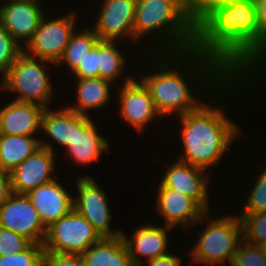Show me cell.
<instances>
[{
	"label": "cell",
	"mask_w": 266,
	"mask_h": 266,
	"mask_svg": "<svg viewBox=\"0 0 266 266\" xmlns=\"http://www.w3.org/2000/svg\"><path fill=\"white\" fill-rule=\"evenodd\" d=\"M193 50L215 59L231 76L260 65L255 0H228L195 27Z\"/></svg>",
	"instance_id": "obj_1"
},
{
	"label": "cell",
	"mask_w": 266,
	"mask_h": 266,
	"mask_svg": "<svg viewBox=\"0 0 266 266\" xmlns=\"http://www.w3.org/2000/svg\"><path fill=\"white\" fill-rule=\"evenodd\" d=\"M159 54L160 53H158L159 59L157 58V60H159L157 61L158 63L154 62V64H157L158 69L156 70L158 71L151 72L150 70V74L140 77V81L149 91L157 111L163 117L172 114L174 116L178 115L179 117L188 112L197 110L204 103V98H202V102V99L200 100L199 98L198 100V97L196 98L194 96L196 94H193V88H190L188 85V82L191 80L188 79L187 81L188 77H185L187 74L190 75L193 70L195 73L198 72L195 74L196 77L203 74L201 77H204L206 80L204 79L202 83L206 81V83L209 84L206 88L203 87L204 91L214 92L213 89L216 90L218 88H220L219 91H221V88L224 86L223 90L227 87L226 91L229 92L228 88L230 89V87H234L238 84L236 78L231 76L215 59L199 54L194 50L179 53H165V56H170V61L164 54ZM160 57L163 59L161 60ZM172 63L175 64L171 65ZM187 66L190 68L188 69ZM172 67L174 68L172 69ZM185 68L190 74L186 72V75H184V71H186ZM180 69H183V72ZM208 86L212 89L211 91L207 89Z\"/></svg>",
	"instance_id": "obj_2"
},
{
	"label": "cell",
	"mask_w": 266,
	"mask_h": 266,
	"mask_svg": "<svg viewBox=\"0 0 266 266\" xmlns=\"http://www.w3.org/2000/svg\"><path fill=\"white\" fill-rule=\"evenodd\" d=\"M207 104L179 116L184 154L177 159L206 171L219 163L240 132L224 110Z\"/></svg>",
	"instance_id": "obj_3"
},
{
	"label": "cell",
	"mask_w": 266,
	"mask_h": 266,
	"mask_svg": "<svg viewBox=\"0 0 266 266\" xmlns=\"http://www.w3.org/2000/svg\"><path fill=\"white\" fill-rule=\"evenodd\" d=\"M153 33L156 37L153 36ZM150 34L161 41L162 53L193 50L195 27L188 21L178 0H137L134 14V36L137 41ZM163 38V40H162ZM167 43V44H166ZM169 45V46H168ZM165 50V51H164Z\"/></svg>",
	"instance_id": "obj_4"
},
{
	"label": "cell",
	"mask_w": 266,
	"mask_h": 266,
	"mask_svg": "<svg viewBox=\"0 0 266 266\" xmlns=\"http://www.w3.org/2000/svg\"><path fill=\"white\" fill-rule=\"evenodd\" d=\"M50 61L32 57L22 51L16 58L9 71L1 78V90L15 92L17 102L35 103L48 108L52 99L53 86L50 75L46 73V65Z\"/></svg>",
	"instance_id": "obj_5"
},
{
	"label": "cell",
	"mask_w": 266,
	"mask_h": 266,
	"mask_svg": "<svg viewBox=\"0 0 266 266\" xmlns=\"http://www.w3.org/2000/svg\"><path fill=\"white\" fill-rule=\"evenodd\" d=\"M208 224L201 231L199 237L189 252L193 262L199 264H225L226 260L231 263L239 243L242 241V227L240 219L236 215L219 216L209 219Z\"/></svg>",
	"instance_id": "obj_6"
},
{
	"label": "cell",
	"mask_w": 266,
	"mask_h": 266,
	"mask_svg": "<svg viewBox=\"0 0 266 266\" xmlns=\"http://www.w3.org/2000/svg\"><path fill=\"white\" fill-rule=\"evenodd\" d=\"M100 239L91 223L73 208L47 228L44 253L81 255Z\"/></svg>",
	"instance_id": "obj_7"
},
{
	"label": "cell",
	"mask_w": 266,
	"mask_h": 266,
	"mask_svg": "<svg viewBox=\"0 0 266 266\" xmlns=\"http://www.w3.org/2000/svg\"><path fill=\"white\" fill-rule=\"evenodd\" d=\"M47 17H42L38 29L23 51L32 57L56 64L76 31L75 25L78 20L74 11L54 20Z\"/></svg>",
	"instance_id": "obj_8"
},
{
	"label": "cell",
	"mask_w": 266,
	"mask_h": 266,
	"mask_svg": "<svg viewBox=\"0 0 266 266\" xmlns=\"http://www.w3.org/2000/svg\"><path fill=\"white\" fill-rule=\"evenodd\" d=\"M76 187L78 194L77 197H73L74 209L91 223L99 236L101 238L122 236V230L110 228L112 216L107 194L95 179L90 175H82L76 181Z\"/></svg>",
	"instance_id": "obj_9"
},
{
	"label": "cell",
	"mask_w": 266,
	"mask_h": 266,
	"mask_svg": "<svg viewBox=\"0 0 266 266\" xmlns=\"http://www.w3.org/2000/svg\"><path fill=\"white\" fill-rule=\"evenodd\" d=\"M0 227L14 231L31 243L44 244L47 227L26 194L12 193L0 205Z\"/></svg>",
	"instance_id": "obj_10"
},
{
	"label": "cell",
	"mask_w": 266,
	"mask_h": 266,
	"mask_svg": "<svg viewBox=\"0 0 266 266\" xmlns=\"http://www.w3.org/2000/svg\"><path fill=\"white\" fill-rule=\"evenodd\" d=\"M54 155L55 150L51 142L40 140V148L10 172L12 191L27 194L40 185L54 180L52 175L56 172Z\"/></svg>",
	"instance_id": "obj_11"
},
{
	"label": "cell",
	"mask_w": 266,
	"mask_h": 266,
	"mask_svg": "<svg viewBox=\"0 0 266 266\" xmlns=\"http://www.w3.org/2000/svg\"><path fill=\"white\" fill-rule=\"evenodd\" d=\"M101 10L94 23V32L100 40L119 41L129 37L138 44L134 36V14L137 0H100ZM103 3V4H102ZM96 23V24H95ZM135 41V42H134Z\"/></svg>",
	"instance_id": "obj_12"
},
{
	"label": "cell",
	"mask_w": 266,
	"mask_h": 266,
	"mask_svg": "<svg viewBox=\"0 0 266 266\" xmlns=\"http://www.w3.org/2000/svg\"><path fill=\"white\" fill-rule=\"evenodd\" d=\"M119 88V116L135 131H144L156 116L161 117L144 84L133 77H126Z\"/></svg>",
	"instance_id": "obj_13"
},
{
	"label": "cell",
	"mask_w": 266,
	"mask_h": 266,
	"mask_svg": "<svg viewBox=\"0 0 266 266\" xmlns=\"http://www.w3.org/2000/svg\"><path fill=\"white\" fill-rule=\"evenodd\" d=\"M5 1V2H4ZM0 3V25L19 44L26 46L45 15L39 0H4Z\"/></svg>",
	"instance_id": "obj_14"
},
{
	"label": "cell",
	"mask_w": 266,
	"mask_h": 266,
	"mask_svg": "<svg viewBox=\"0 0 266 266\" xmlns=\"http://www.w3.org/2000/svg\"><path fill=\"white\" fill-rule=\"evenodd\" d=\"M155 199L156 210L164 219L165 226L174 228L180 224L184 228L206 220V211L191 197L159 183Z\"/></svg>",
	"instance_id": "obj_15"
},
{
	"label": "cell",
	"mask_w": 266,
	"mask_h": 266,
	"mask_svg": "<svg viewBox=\"0 0 266 266\" xmlns=\"http://www.w3.org/2000/svg\"><path fill=\"white\" fill-rule=\"evenodd\" d=\"M205 171L202 168L175 160V163L167 166L159 183L193 198L206 212H210V199H208L210 174Z\"/></svg>",
	"instance_id": "obj_16"
},
{
	"label": "cell",
	"mask_w": 266,
	"mask_h": 266,
	"mask_svg": "<svg viewBox=\"0 0 266 266\" xmlns=\"http://www.w3.org/2000/svg\"><path fill=\"white\" fill-rule=\"evenodd\" d=\"M90 116L75 112V138L65 148L66 154L78 165L98 161L102 153L109 152V142L98 134Z\"/></svg>",
	"instance_id": "obj_17"
},
{
	"label": "cell",
	"mask_w": 266,
	"mask_h": 266,
	"mask_svg": "<svg viewBox=\"0 0 266 266\" xmlns=\"http://www.w3.org/2000/svg\"><path fill=\"white\" fill-rule=\"evenodd\" d=\"M36 208L42 223L48 228L73 208V197L57 179L40 185L26 194Z\"/></svg>",
	"instance_id": "obj_18"
},
{
	"label": "cell",
	"mask_w": 266,
	"mask_h": 266,
	"mask_svg": "<svg viewBox=\"0 0 266 266\" xmlns=\"http://www.w3.org/2000/svg\"><path fill=\"white\" fill-rule=\"evenodd\" d=\"M144 225L138 226L131 239L122 233L135 266H143L142 256L145 257V261H149L169 253L168 230L172 228L165 225Z\"/></svg>",
	"instance_id": "obj_19"
},
{
	"label": "cell",
	"mask_w": 266,
	"mask_h": 266,
	"mask_svg": "<svg viewBox=\"0 0 266 266\" xmlns=\"http://www.w3.org/2000/svg\"><path fill=\"white\" fill-rule=\"evenodd\" d=\"M44 107L35 103L10 101L0 108V134L33 136L41 130Z\"/></svg>",
	"instance_id": "obj_20"
},
{
	"label": "cell",
	"mask_w": 266,
	"mask_h": 266,
	"mask_svg": "<svg viewBox=\"0 0 266 266\" xmlns=\"http://www.w3.org/2000/svg\"><path fill=\"white\" fill-rule=\"evenodd\" d=\"M81 256L85 266H135L122 236L101 238Z\"/></svg>",
	"instance_id": "obj_21"
},
{
	"label": "cell",
	"mask_w": 266,
	"mask_h": 266,
	"mask_svg": "<svg viewBox=\"0 0 266 266\" xmlns=\"http://www.w3.org/2000/svg\"><path fill=\"white\" fill-rule=\"evenodd\" d=\"M75 79L77 81L75 83L77 84L78 102H75V105H72V107H67L70 110L89 116L88 111L104 108L112 99L111 88L113 83L109 80L102 78Z\"/></svg>",
	"instance_id": "obj_22"
},
{
	"label": "cell",
	"mask_w": 266,
	"mask_h": 266,
	"mask_svg": "<svg viewBox=\"0 0 266 266\" xmlns=\"http://www.w3.org/2000/svg\"><path fill=\"white\" fill-rule=\"evenodd\" d=\"M40 148V138L0 134V170L11 172Z\"/></svg>",
	"instance_id": "obj_23"
},
{
	"label": "cell",
	"mask_w": 266,
	"mask_h": 266,
	"mask_svg": "<svg viewBox=\"0 0 266 266\" xmlns=\"http://www.w3.org/2000/svg\"><path fill=\"white\" fill-rule=\"evenodd\" d=\"M49 109L43 111L41 130L65 149L75 138V112L67 107L55 111Z\"/></svg>",
	"instance_id": "obj_24"
},
{
	"label": "cell",
	"mask_w": 266,
	"mask_h": 266,
	"mask_svg": "<svg viewBox=\"0 0 266 266\" xmlns=\"http://www.w3.org/2000/svg\"><path fill=\"white\" fill-rule=\"evenodd\" d=\"M100 41L98 35L94 32L93 28H84L82 31H75L69 43L67 44L62 57L55 64V66L65 65L72 73L78 65L83 62L87 54L96 46Z\"/></svg>",
	"instance_id": "obj_25"
},
{
	"label": "cell",
	"mask_w": 266,
	"mask_h": 266,
	"mask_svg": "<svg viewBox=\"0 0 266 266\" xmlns=\"http://www.w3.org/2000/svg\"><path fill=\"white\" fill-rule=\"evenodd\" d=\"M117 41H99V78L113 82L121 77L127 62L126 57L118 48ZM116 43V44H115ZM117 45V47H116ZM120 49V51H119Z\"/></svg>",
	"instance_id": "obj_26"
},
{
	"label": "cell",
	"mask_w": 266,
	"mask_h": 266,
	"mask_svg": "<svg viewBox=\"0 0 266 266\" xmlns=\"http://www.w3.org/2000/svg\"><path fill=\"white\" fill-rule=\"evenodd\" d=\"M242 227V240L261 246L266 243V212L238 215Z\"/></svg>",
	"instance_id": "obj_27"
},
{
	"label": "cell",
	"mask_w": 266,
	"mask_h": 266,
	"mask_svg": "<svg viewBox=\"0 0 266 266\" xmlns=\"http://www.w3.org/2000/svg\"><path fill=\"white\" fill-rule=\"evenodd\" d=\"M188 21L196 27L213 10L223 6L228 0H178Z\"/></svg>",
	"instance_id": "obj_28"
},
{
	"label": "cell",
	"mask_w": 266,
	"mask_h": 266,
	"mask_svg": "<svg viewBox=\"0 0 266 266\" xmlns=\"http://www.w3.org/2000/svg\"><path fill=\"white\" fill-rule=\"evenodd\" d=\"M0 266H44L43 245L31 243L22 252L0 256Z\"/></svg>",
	"instance_id": "obj_29"
},
{
	"label": "cell",
	"mask_w": 266,
	"mask_h": 266,
	"mask_svg": "<svg viewBox=\"0 0 266 266\" xmlns=\"http://www.w3.org/2000/svg\"><path fill=\"white\" fill-rule=\"evenodd\" d=\"M11 34L0 25V75L3 77L15 62L17 56L23 51Z\"/></svg>",
	"instance_id": "obj_30"
},
{
	"label": "cell",
	"mask_w": 266,
	"mask_h": 266,
	"mask_svg": "<svg viewBox=\"0 0 266 266\" xmlns=\"http://www.w3.org/2000/svg\"><path fill=\"white\" fill-rule=\"evenodd\" d=\"M252 191L245 201L242 212L238 214H250L266 212V166L254 181ZM245 208V209H244Z\"/></svg>",
	"instance_id": "obj_31"
},
{
	"label": "cell",
	"mask_w": 266,
	"mask_h": 266,
	"mask_svg": "<svg viewBox=\"0 0 266 266\" xmlns=\"http://www.w3.org/2000/svg\"><path fill=\"white\" fill-rule=\"evenodd\" d=\"M231 266H266V254L261 246L241 241L233 255Z\"/></svg>",
	"instance_id": "obj_32"
},
{
	"label": "cell",
	"mask_w": 266,
	"mask_h": 266,
	"mask_svg": "<svg viewBox=\"0 0 266 266\" xmlns=\"http://www.w3.org/2000/svg\"><path fill=\"white\" fill-rule=\"evenodd\" d=\"M30 244L25 237L0 227V256L22 252Z\"/></svg>",
	"instance_id": "obj_33"
},
{
	"label": "cell",
	"mask_w": 266,
	"mask_h": 266,
	"mask_svg": "<svg viewBox=\"0 0 266 266\" xmlns=\"http://www.w3.org/2000/svg\"><path fill=\"white\" fill-rule=\"evenodd\" d=\"M99 42L87 54L86 58L71 73L80 79L99 78Z\"/></svg>",
	"instance_id": "obj_34"
},
{
	"label": "cell",
	"mask_w": 266,
	"mask_h": 266,
	"mask_svg": "<svg viewBox=\"0 0 266 266\" xmlns=\"http://www.w3.org/2000/svg\"><path fill=\"white\" fill-rule=\"evenodd\" d=\"M44 266H85L81 255L44 253Z\"/></svg>",
	"instance_id": "obj_35"
},
{
	"label": "cell",
	"mask_w": 266,
	"mask_h": 266,
	"mask_svg": "<svg viewBox=\"0 0 266 266\" xmlns=\"http://www.w3.org/2000/svg\"><path fill=\"white\" fill-rule=\"evenodd\" d=\"M260 31V65L266 56V0H255Z\"/></svg>",
	"instance_id": "obj_36"
},
{
	"label": "cell",
	"mask_w": 266,
	"mask_h": 266,
	"mask_svg": "<svg viewBox=\"0 0 266 266\" xmlns=\"http://www.w3.org/2000/svg\"><path fill=\"white\" fill-rule=\"evenodd\" d=\"M180 256L167 253L163 256L146 261L147 266H181Z\"/></svg>",
	"instance_id": "obj_37"
},
{
	"label": "cell",
	"mask_w": 266,
	"mask_h": 266,
	"mask_svg": "<svg viewBox=\"0 0 266 266\" xmlns=\"http://www.w3.org/2000/svg\"><path fill=\"white\" fill-rule=\"evenodd\" d=\"M12 191V184L10 179V173L0 170V205L7 200Z\"/></svg>",
	"instance_id": "obj_38"
},
{
	"label": "cell",
	"mask_w": 266,
	"mask_h": 266,
	"mask_svg": "<svg viewBox=\"0 0 266 266\" xmlns=\"http://www.w3.org/2000/svg\"><path fill=\"white\" fill-rule=\"evenodd\" d=\"M263 64V65H262ZM265 64H266V56H265V59H264V61L261 63V65H259L256 69H244V70H241V71H238V72H236L233 76H234V78H236V80L238 81V83L240 84H242V80H243V83L246 81V78H247V80L249 79V78H251L252 76L255 78V75H257L258 74V72L260 71V69H264L265 71H266V69H265ZM262 66V67H261ZM265 66V67H264ZM264 67V68H263ZM260 68V69H259ZM255 72L257 73V74H255ZM250 73V74H249ZM253 73V74H252ZM247 76V77H246ZM250 76V77H249ZM249 77V78H248ZM244 78V79H243ZM245 80V81H244Z\"/></svg>",
	"instance_id": "obj_39"
},
{
	"label": "cell",
	"mask_w": 266,
	"mask_h": 266,
	"mask_svg": "<svg viewBox=\"0 0 266 266\" xmlns=\"http://www.w3.org/2000/svg\"><path fill=\"white\" fill-rule=\"evenodd\" d=\"M261 248L263 249L264 253L266 254V243H264L263 245H261Z\"/></svg>",
	"instance_id": "obj_40"
}]
</instances>
